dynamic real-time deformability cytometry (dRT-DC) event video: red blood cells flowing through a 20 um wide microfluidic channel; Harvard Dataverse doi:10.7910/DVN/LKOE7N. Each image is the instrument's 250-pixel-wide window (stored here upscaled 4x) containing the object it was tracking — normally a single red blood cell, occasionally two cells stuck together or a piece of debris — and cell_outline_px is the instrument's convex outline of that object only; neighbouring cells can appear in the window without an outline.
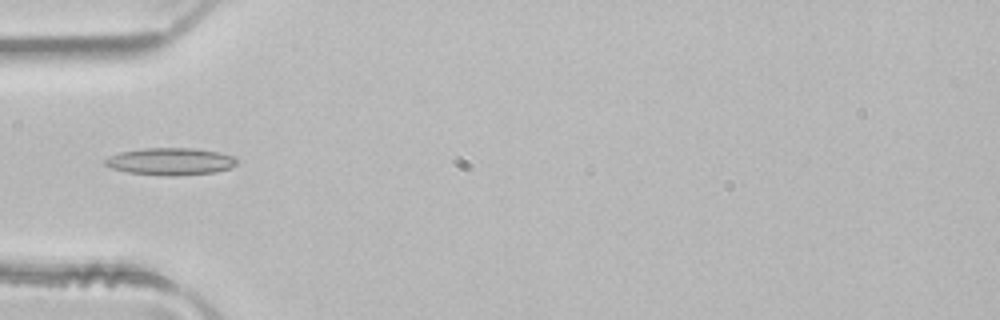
{"species": "common noctule bat (a hibernating species)", "species_latin": "Nyctalus noctula", "temperature_condition": "room temperature", "stored_images_in_passage": 3, "camera_frame_rate_fps": 3000, "um_per_image_px": 0.085, "animal": {"sex": "male", "body_mass_g": 21.5, "forearm_length_mm": 52.0}, "frame": {"image": 1, "passage_image": 2, "time_ms": 0.333, "image_size_px": [1000, 320], "cell_outline_px": [[236, 164], [228, 168], [216, 172], [176, 176], [168, 176], [128, 172], [112, 168], [104, 164], [104, 160], [108, 156], [120, 152], [144, 148], [196, 148], [216, 152], [232, 156], [236, 160]], "centroid_in_image_um": [14.45, 13.72], "position_along_channel_um": 70.5, "area_um2": 20.75}}
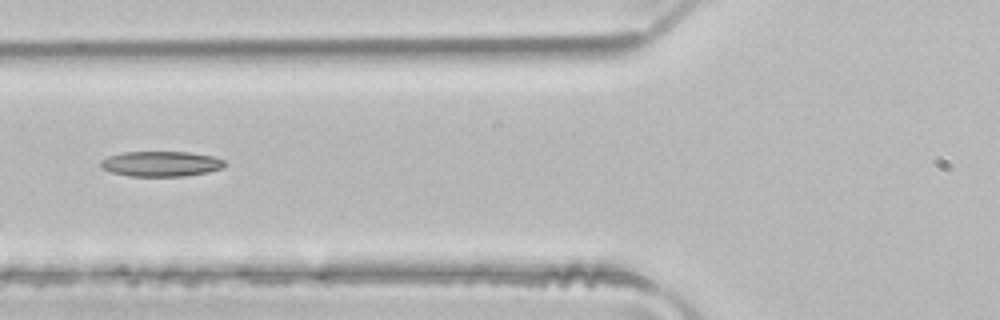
{"frame": {"image": 2, "passage_image": 3, "time_ms": 0.667, "image_size_px": [1000, 320], "cell_outline_px": [[224, 168], [208, 172], [184, 176], [128, 176], [112, 172], [100, 168], [100, 160], [108, 156], [124, 152], [188, 152], [212, 156], [224, 160]], "centroid_in_image_um": [13.66, 13.93], "position_along_channel_um": 112.1, "area_um2": 18.26}}